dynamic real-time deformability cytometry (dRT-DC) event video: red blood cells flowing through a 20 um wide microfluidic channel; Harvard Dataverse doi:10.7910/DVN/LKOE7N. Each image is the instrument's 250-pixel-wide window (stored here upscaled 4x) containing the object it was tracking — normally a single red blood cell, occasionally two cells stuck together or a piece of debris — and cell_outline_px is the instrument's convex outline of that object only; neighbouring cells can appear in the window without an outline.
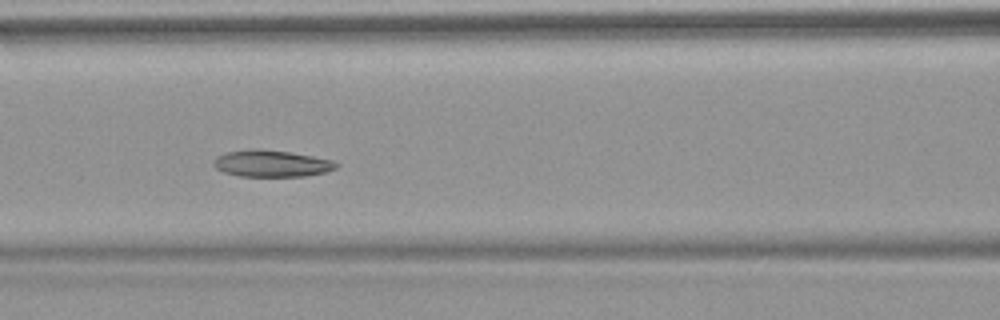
{"species": "common noctule bat (a hibernating species)", "species_latin": "Nyctalus noctula", "temperature_condition": "warm", "stored_images_in_passage": 10, "camera_frame_rate_fps": 3000, "um_per_image_px": 0.085, "animal": {"sex": "female", "body_mass_g": 18.4}, "frame": {"image": 1, "passage_image": 7, "time_ms": 7.0, "image_size_px": [1000, 320], "cell_outline_px": [[340, 164], [336, 168], [324, 172], [304, 176], [240, 176], [224, 172], [216, 168], [212, 164], [216, 156], [228, 152], [252, 148], [256, 148], [288, 152], [312, 156], [332, 160]], "centroid_in_image_um": [23.06, 13.89], "position_along_channel_um": 143.5, "area_um2": 18.96}}